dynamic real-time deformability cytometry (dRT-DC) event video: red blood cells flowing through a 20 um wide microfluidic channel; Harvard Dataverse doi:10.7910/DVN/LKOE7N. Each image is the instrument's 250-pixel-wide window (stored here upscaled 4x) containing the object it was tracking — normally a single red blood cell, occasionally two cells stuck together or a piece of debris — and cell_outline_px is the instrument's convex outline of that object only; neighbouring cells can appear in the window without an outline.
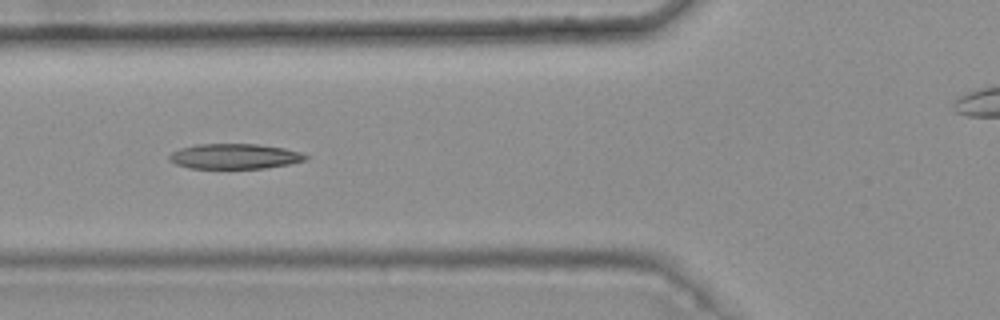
{"species": "common noctule bat (a hibernating species)", "species_latin": "Nyctalus noctula", "temperature_condition": "warm", "stored_images_in_passage": 10, "camera_frame_rate_fps": 3000, "um_per_image_px": 0.085, "animal": {"sex": "female", "body_mass_g": 25.1}, "frame": {"image": 1, "passage_image": 7, "time_ms": 2.0, "image_size_px": [1000, 320], "cell_outline_px": [[308, 156], [304, 160], [288, 164], [264, 168], [188, 168], [176, 164], [168, 160], [168, 156], [172, 152], [180, 148], [196, 144], [256, 144], [284, 148], [300, 152]], "centroid_in_image_um": [19.89, 13.28], "position_along_channel_um": 105.9, "area_um2": 19.88}}